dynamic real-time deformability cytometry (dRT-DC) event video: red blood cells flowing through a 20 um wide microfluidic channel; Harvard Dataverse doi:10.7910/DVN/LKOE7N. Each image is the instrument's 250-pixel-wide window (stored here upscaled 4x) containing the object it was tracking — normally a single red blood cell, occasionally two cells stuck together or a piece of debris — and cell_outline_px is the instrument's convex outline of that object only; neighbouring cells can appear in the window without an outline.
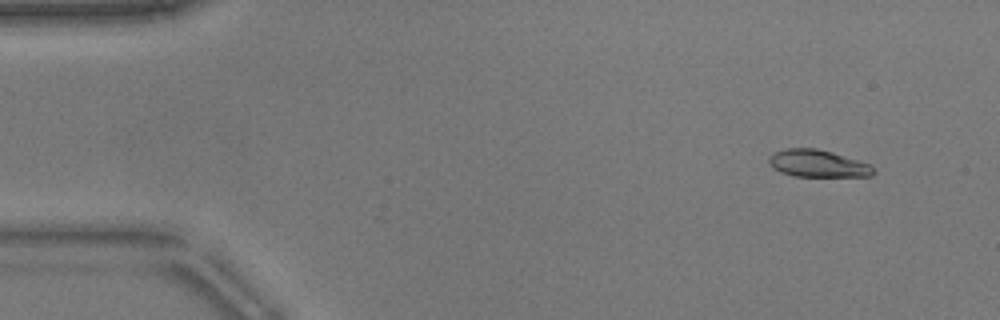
{"species": "common noctule bat (a hibernating species)", "species_latin": "Nyctalus noctula", "temperature_condition": "warm", "stored_images_in_passage": 13, "camera_frame_rate_fps": 3000, "um_per_image_px": 0.085, "animal": {"sex": "male", "body_mass_g": 17.9}, "frame": {"image": 1, "passage_image": 1, "time_ms": 0.0, "image_size_px": [1000, 320], "cell_outline_px": [[876, 172], [872, 176], [796, 176], [780, 172], [772, 168], [768, 164], [768, 156], [772, 152], [784, 148], [816, 148], [832, 152], [872, 164]], "centroid_in_image_um": [69.49, 13.89], "position_along_channel_um": 15.5, "area_um2": 16.88}}
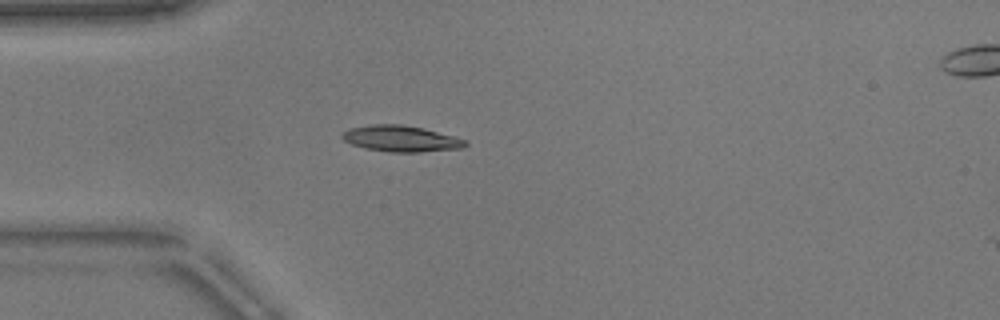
{"frame": {"image": 2, "passage_image": 11, "time_ms": 3.333, "image_size_px": [1000, 320], "cell_outline_px": [[468, 144], [464, 148], [420, 152], [388, 152], [364, 148], [352, 144], [344, 140], [340, 136], [348, 128], [372, 124], [400, 124], [424, 128], [452, 136], [464, 140]], "centroid_in_image_um": [34.05, 11.78], "position_along_channel_um": 50.9, "area_um2": 18.73}}